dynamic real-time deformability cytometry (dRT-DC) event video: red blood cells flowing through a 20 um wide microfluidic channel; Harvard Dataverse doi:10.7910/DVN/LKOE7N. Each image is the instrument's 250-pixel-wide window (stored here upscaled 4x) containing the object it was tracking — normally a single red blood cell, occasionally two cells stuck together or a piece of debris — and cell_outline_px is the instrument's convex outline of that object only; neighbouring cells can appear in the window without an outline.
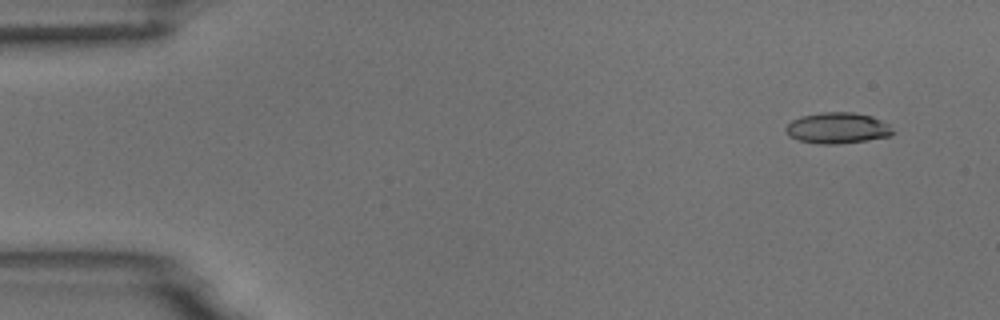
{"species": "common noctule bat (a hibernating species)", "species_latin": "Nyctalus noctula", "temperature_condition": "room temperature", "stored_images_in_passage": 8, "camera_frame_rate_fps": 3000, "um_per_image_px": 0.085, "animal": {"sex": "male", "body_mass_g": 18.8}, "frame": {"image": 1, "passage_image": 1, "time_ms": 0.0, "image_size_px": [1000, 320], "cell_outline_px": [[892, 136], [836, 144], [816, 144], [800, 140], [788, 136], [784, 132], [784, 128], [792, 120], [800, 116], [820, 112], [852, 112], [872, 116], [888, 124], [892, 132]], "centroid_in_image_um": [71.12, 10.88], "position_along_channel_um": 13.9, "area_um2": 19.31}}
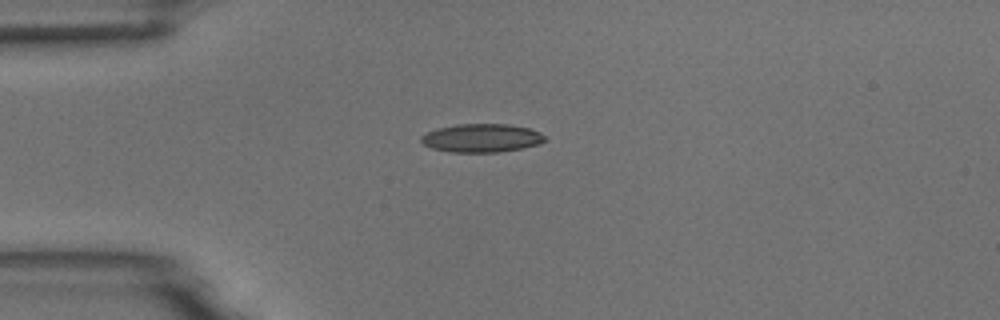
{"frame": {"image": 2, "passage_image": 4, "time_ms": 1.0, "image_size_px": [1000, 320], "cell_outline_px": [[544, 140], [540, 144], [500, 152], [452, 152], [432, 148], [424, 144], [420, 140], [420, 136], [428, 132], [440, 128], [460, 124], [508, 124], [528, 128], [540, 132], [544, 136]], "centroid_in_image_um": [40.94, 11.73], "position_along_channel_um": 44.1, "area_um2": 20.23}}